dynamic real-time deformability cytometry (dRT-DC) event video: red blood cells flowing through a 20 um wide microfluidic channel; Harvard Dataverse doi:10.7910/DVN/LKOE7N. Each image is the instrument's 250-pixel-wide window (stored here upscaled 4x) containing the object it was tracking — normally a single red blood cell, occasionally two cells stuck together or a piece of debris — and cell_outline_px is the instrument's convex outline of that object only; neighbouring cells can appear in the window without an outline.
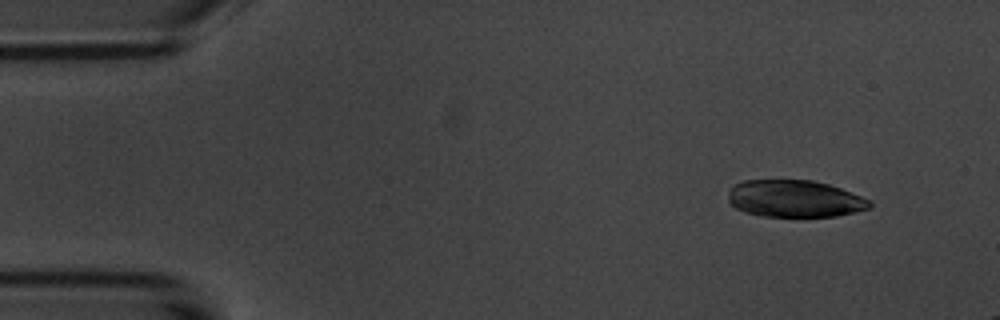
{"species": "common noctule bat (a hibernating species)", "species_latin": "Nyctalus noctula", "temperature_condition": "room temperature", "stored_images_in_passage": 5, "camera_frame_rate_fps": 3000, "um_per_image_px": 0.085, "animal": {"sex": "male", "body_mass_g": 20.1, "forearm_length_mm": 53.5}, "frame": {"image": 1, "passage_image": 2, "time_ms": 1.0, "image_size_px": [1000, 320], "cell_outline_px": [[872, 204], [868, 208], [856, 212], [836, 216], [760, 216], [744, 212], [736, 208], [728, 200], [728, 192], [736, 184], [744, 180], [812, 180], [828, 184], [840, 188], [872, 200]], "centroid_in_image_um": [67.55, 16.89], "position_along_channel_um": 17.4, "area_um2": 30.52}}